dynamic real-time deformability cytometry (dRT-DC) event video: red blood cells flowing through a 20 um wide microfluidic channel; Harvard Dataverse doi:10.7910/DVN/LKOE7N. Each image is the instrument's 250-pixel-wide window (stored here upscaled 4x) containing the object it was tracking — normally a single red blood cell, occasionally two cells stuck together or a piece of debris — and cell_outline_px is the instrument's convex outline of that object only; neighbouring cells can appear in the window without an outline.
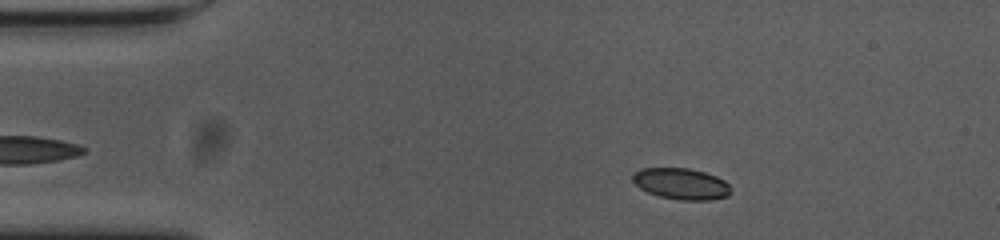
{"species": "common noctule bat (a hibernating species)", "species_latin": "Nyctalus noctula", "temperature_condition": "cold", "stored_images_in_passage": 55, "camera_frame_rate_fps": 3000, "um_per_image_px": 0.085, "animal": {"sex": "female", "body_mass_g": 23.0, "forearm_length_mm": 53.4}, "frame": {"image": 1, "passage_image": 9, "time_ms": 2.667, "image_size_px": [1000, 240], "cell_outline_px": [[732, 192], [728, 196], [712, 200], [680, 200], [660, 196], [648, 192], [640, 188], [632, 180], [632, 172], [640, 168], [688, 168], [704, 172], [716, 176], [724, 180], [728, 184]], "centroid_in_image_um": [57.9, 15.62], "position_along_channel_um": 27.1, "area_um2": 17.98}}
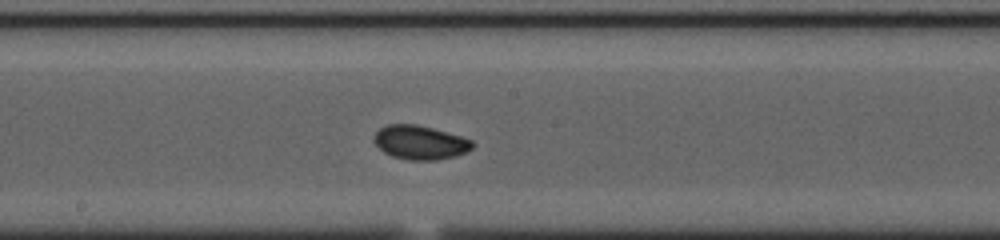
{"frame": {"image": 2, "passage_image": 29, "time_ms": 9.333, "image_size_px": [1000, 240], "cell_outline_px": [[476, 144], [472, 148], [456, 156], [436, 160], [408, 160], [392, 156], [384, 152], [376, 144], [376, 132], [380, 128], [388, 124], [416, 124], [432, 128], [460, 136], [472, 140]], "centroid_in_image_um": [35.74, 12.11], "position_along_channel_um": 212.5, "area_um2": 19.25}}
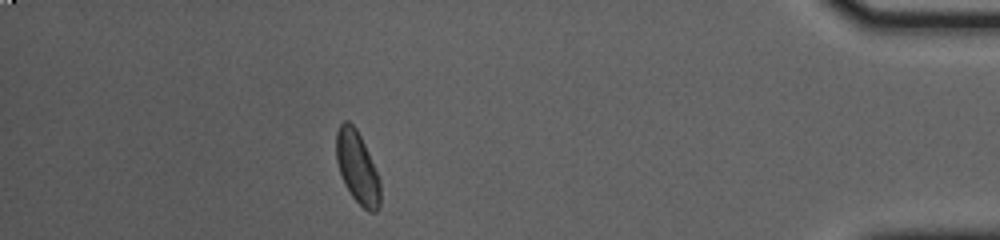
{"frame": {"image": 3, "passage_image": 49, "time_ms": 16.0, "image_size_px": [1000, 240], "cell_outline_px": [[380, 204], [376, 212], [368, 212], [352, 196], [344, 184], [336, 160], [336, 132], [340, 124], [344, 120], [348, 120], [356, 128], [364, 144], [380, 180]], "centroid_in_image_um": [30.36, 14.23], "position_along_channel_um": 404.8, "area_um2": 18.32}, "authors_computed_cell_mechanics": {"area_um2": 18.3226, "velocity_mm_per_s": 3.6668, "shape_relaxation_time_tau1_ms": 3.0511, "shape_relaxation_time_tau2_ms": 1.948, "deformation_change_tau1": 0.0948, "deformation_change_tau2": 0.0449}}